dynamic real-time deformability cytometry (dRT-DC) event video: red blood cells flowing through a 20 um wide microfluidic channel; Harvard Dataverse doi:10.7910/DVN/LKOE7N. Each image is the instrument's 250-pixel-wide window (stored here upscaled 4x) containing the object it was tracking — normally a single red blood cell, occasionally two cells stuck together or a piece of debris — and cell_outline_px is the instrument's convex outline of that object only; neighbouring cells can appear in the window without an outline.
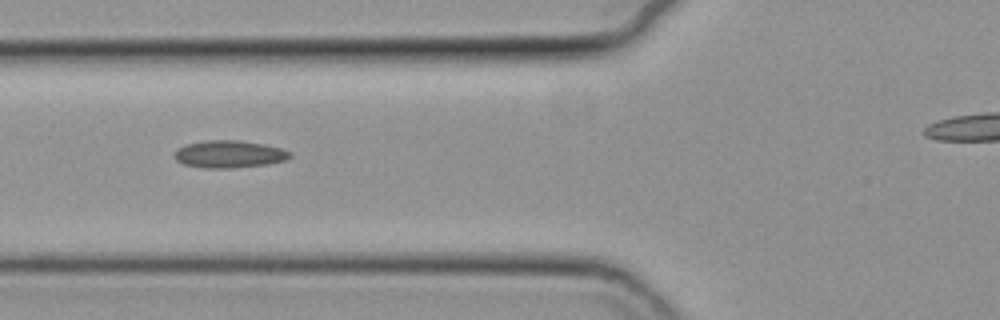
{"species": "common noctule bat (a hibernating species)", "species_latin": "Nyctalus noctula", "temperature_condition": "cold", "stored_images_in_passage": 12, "camera_frame_rate_fps": 3000, "um_per_image_px": 0.085, "animal": {"sex": "female", "body_mass_g": 19.3, "forearm_length_mm": 54.1}, "frame": {"image": 1, "passage_image": 6, "time_ms": 1.667, "image_size_px": [1000, 320], "cell_outline_px": [[292, 156], [284, 160], [268, 164], [232, 168], [204, 168], [184, 164], [176, 160], [172, 156], [180, 148], [188, 144], [204, 140], [240, 140], [264, 144], [280, 148], [288, 152]], "centroid_in_image_um": [19.47, 13.1], "position_along_channel_um": 106.3, "area_um2": 18.26}}
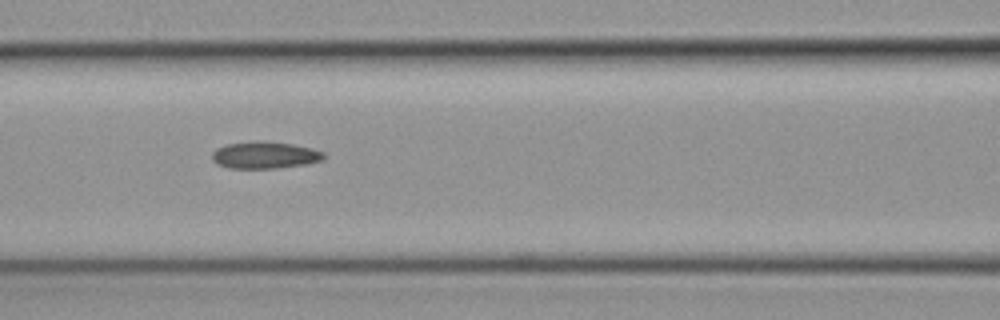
{"frame": {"image": 2, "passage_image": 9, "time_ms": 2.667, "image_size_px": [1000, 320], "cell_outline_px": [[324, 160], [304, 164], [276, 168], [228, 168], [216, 164], [212, 160], [212, 152], [216, 148], [228, 144], [256, 140], [264, 140], [292, 144], [312, 148], [324, 152]], "centroid_in_image_um": [22.48, 13.17], "position_along_channel_um": 144.1, "area_um2": 17.69}}